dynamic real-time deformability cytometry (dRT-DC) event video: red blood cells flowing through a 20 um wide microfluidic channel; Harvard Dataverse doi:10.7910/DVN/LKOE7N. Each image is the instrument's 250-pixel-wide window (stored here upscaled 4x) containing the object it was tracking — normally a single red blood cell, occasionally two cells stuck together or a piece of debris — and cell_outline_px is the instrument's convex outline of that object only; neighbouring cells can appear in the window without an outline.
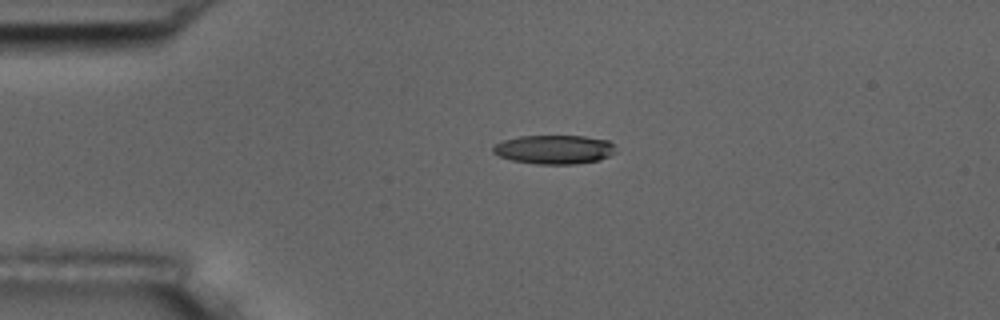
{"species": "common noctule bat (a hibernating species)", "species_latin": "Nyctalus noctula", "temperature_condition": "room temperature", "stored_images_in_passage": 5, "camera_frame_rate_fps": 3000, "um_per_image_px": 0.085, "animal": {"sex": "male", "body_mass_g": 17.5, "forearm_length_mm": 52.3}, "frame": {"image": 1, "passage_image": 1, "time_ms": 0.0, "image_size_px": [1000, 320], "cell_outline_px": [[616, 152], [600, 160], [576, 164], [536, 164], [512, 160], [500, 156], [492, 152], [492, 148], [496, 144], [504, 140], [520, 136], [584, 136], [608, 140], [612, 144]], "centroid_in_image_um": [47.12, 12.71], "position_along_channel_um": 37.9, "area_um2": 20.63}}